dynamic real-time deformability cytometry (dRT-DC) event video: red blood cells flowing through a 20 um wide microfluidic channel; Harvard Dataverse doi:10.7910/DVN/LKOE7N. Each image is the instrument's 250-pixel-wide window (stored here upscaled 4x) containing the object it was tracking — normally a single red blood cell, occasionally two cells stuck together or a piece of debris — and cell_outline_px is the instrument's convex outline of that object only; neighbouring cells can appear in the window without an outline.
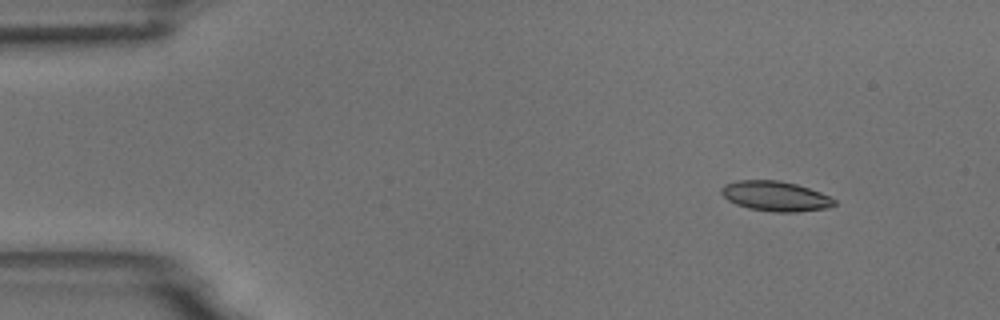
{"species": "common noctule bat (a hibernating species)", "species_latin": "Nyctalus noctula", "temperature_condition": "room temperature", "stored_images_in_passage": 4, "camera_frame_rate_fps": 3000, "um_per_image_px": 0.085, "animal": {"sex": "male", "body_mass_g": 18.8}, "frame": {"image": 1, "passage_image": 1, "time_ms": 0.0, "image_size_px": [1000, 320], "cell_outline_px": [[836, 204], [828, 208], [796, 212], [776, 212], [748, 208], [736, 204], [728, 200], [720, 192], [720, 188], [724, 184], [736, 180], [780, 180], [796, 184], [820, 192], [836, 200]], "centroid_in_image_um": [65.89, 16.67], "position_along_channel_um": 19.1, "area_um2": 19.77}}
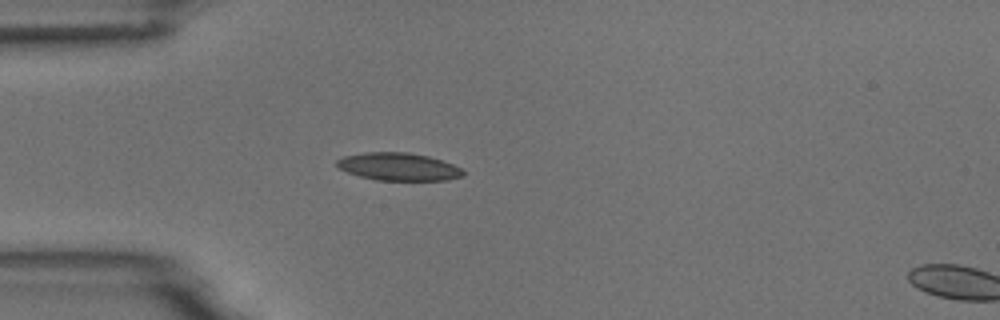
{"frame": {"image": 2, "passage_image": 3, "time_ms": 3.0, "image_size_px": [1000, 320], "cell_outline_px": [[464, 176], [448, 180], [376, 180], [360, 176], [348, 172], [340, 168], [336, 164], [336, 160], [344, 156], [364, 152], [408, 152], [428, 156], [452, 164], [460, 168], [464, 172]], "centroid_in_image_um": [33.87, 14.17], "position_along_channel_um": 51.1, "area_um2": 20.29}}